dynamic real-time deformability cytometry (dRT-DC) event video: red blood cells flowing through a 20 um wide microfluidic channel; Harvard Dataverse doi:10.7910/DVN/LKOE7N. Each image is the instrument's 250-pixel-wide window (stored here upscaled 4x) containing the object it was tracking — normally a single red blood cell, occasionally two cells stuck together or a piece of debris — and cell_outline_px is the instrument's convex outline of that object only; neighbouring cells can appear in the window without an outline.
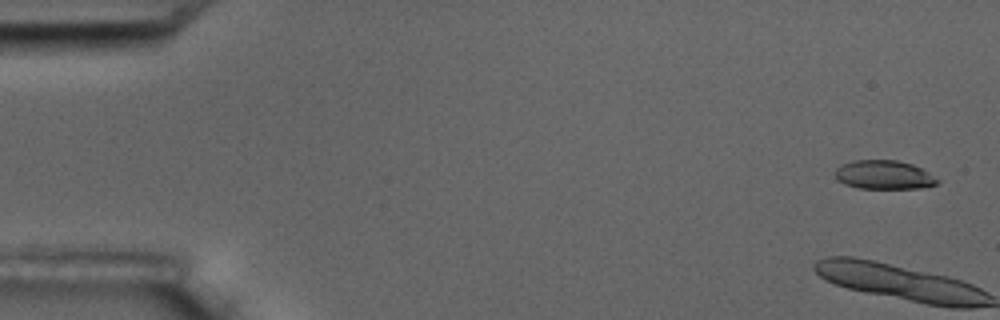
{"species": "common noctule bat (a hibernating species)", "species_latin": "Nyctalus noctula", "temperature_condition": "room temperature", "stored_images_in_passage": 9, "camera_frame_rate_fps": 3000, "um_per_image_px": 0.085, "animal": {"sex": "male", "body_mass_g": 17.5, "forearm_length_mm": 52.3}, "frame": {"image": 1, "passage_image": 1, "time_ms": 0.0, "image_size_px": [1000, 320], "cell_outline_px": [[940, 180], [936, 184], [920, 188], [860, 188], [844, 184], [836, 176], [836, 168], [840, 164], [852, 160], [896, 160], [912, 164], [928, 172]], "centroid_in_image_um": [75.13, 14.85], "position_along_channel_um": 9.9, "area_um2": 17.05}}
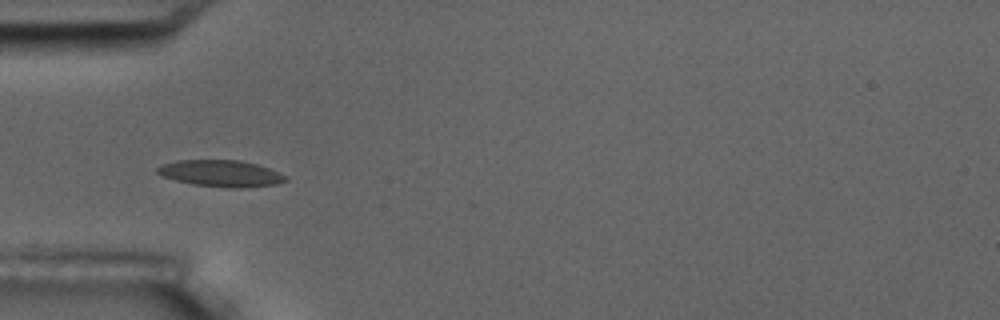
{"frame": {"image": 2, "passage_image": 6, "time_ms": 6.333, "image_size_px": [1000, 320], "cell_outline_px": [[288, 180], [276, 184], [240, 188], [228, 188], [192, 184], [176, 180], [164, 176], [156, 172], [156, 168], [160, 164], [176, 160], [240, 160], [256, 164], [268, 168], [288, 176]], "centroid_in_image_um": [18.77, 14.73], "position_along_channel_um": 66.2, "area_um2": 19.88}}
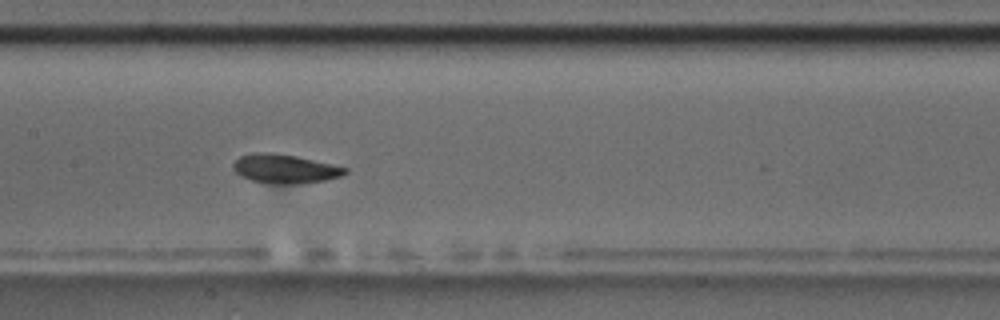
{"frame": {"image": 3, "passage_image": 9, "time_ms": 9.667, "image_size_px": [1000, 320], "cell_outline_px": [[348, 172], [340, 176], [324, 180], [296, 184], [276, 184], [252, 180], [240, 176], [232, 168], [232, 164], [240, 156], [252, 152], [272, 152], [296, 156], [348, 168]], "centroid_in_image_um": [24.17, 14.34], "position_along_channel_um": 183.2, "area_um2": 18.84}}